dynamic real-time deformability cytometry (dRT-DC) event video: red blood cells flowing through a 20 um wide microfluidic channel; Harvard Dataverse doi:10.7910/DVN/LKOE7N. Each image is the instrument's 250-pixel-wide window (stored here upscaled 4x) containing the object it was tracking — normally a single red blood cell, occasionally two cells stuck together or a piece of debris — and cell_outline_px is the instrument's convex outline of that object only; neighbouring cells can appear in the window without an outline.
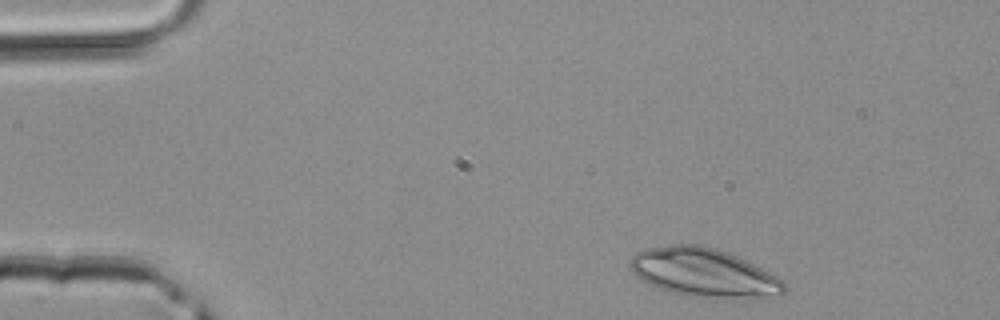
{"species": "common noctule bat (a hibernating species)", "species_latin": "Nyctalus noctula", "temperature_condition": "room temperature", "stored_images_in_passage": 3, "camera_frame_rate_fps": 3000, "um_per_image_px": 0.085, "animal": {"sex": "male", "body_mass_g": 20.4}, "frame": {"image": 1, "passage_image": 1, "time_ms": 0.0, "image_size_px": [1000, 320], "cell_outline_px": [[784, 292], [780, 296], [748, 300], [720, 300], [688, 296], [668, 292], [648, 284], [636, 276], [628, 268], [632, 256], [636, 252], [648, 248], [672, 244], [700, 244], [716, 248], [728, 252], [776, 276], [784, 284]], "centroid_in_image_um": [59.82, 23.22], "position_along_channel_um": 25.2, "area_um2": 44.62}}